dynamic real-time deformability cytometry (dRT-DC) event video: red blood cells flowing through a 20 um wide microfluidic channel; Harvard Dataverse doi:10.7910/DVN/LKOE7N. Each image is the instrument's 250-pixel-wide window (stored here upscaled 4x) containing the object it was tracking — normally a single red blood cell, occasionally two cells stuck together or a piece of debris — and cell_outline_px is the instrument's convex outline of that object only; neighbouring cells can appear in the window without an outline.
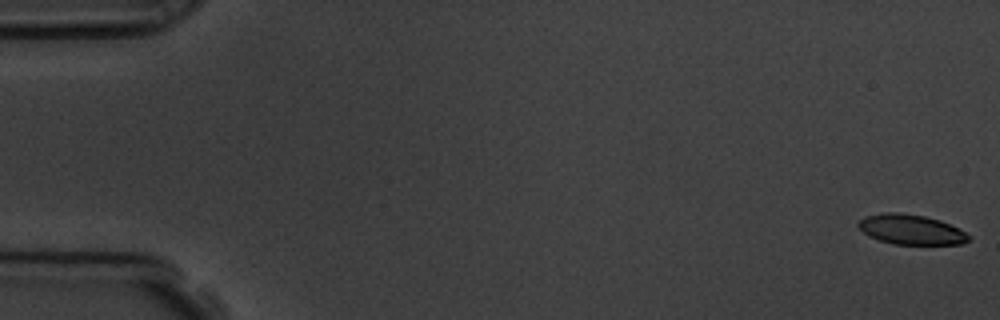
{"species": "common noctule bat (a hibernating species)", "species_latin": "Nyctalus noctula", "temperature_condition": "room temperature", "stored_images_in_passage": 54, "camera_frame_rate_fps": 3000, "um_per_image_px": 0.085, "animal": {"sex": "male", "body_mass_g": 19.5, "forearm_length_mm": 54.6}, "frame": {"image": 1, "passage_image": 1, "time_ms": 0.0, "image_size_px": [1000, 320], "cell_outline_px": [[972, 240], [964, 244], [892, 244], [868, 236], [856, 224], [864, 216], [884, 212], [900, 212], [924, 216], [940, 220], [972, 236]], "centroid_in_image_um": [77.44, 19.51], "position_along_channel_um": 7.6, "area_um2": 19.31}}
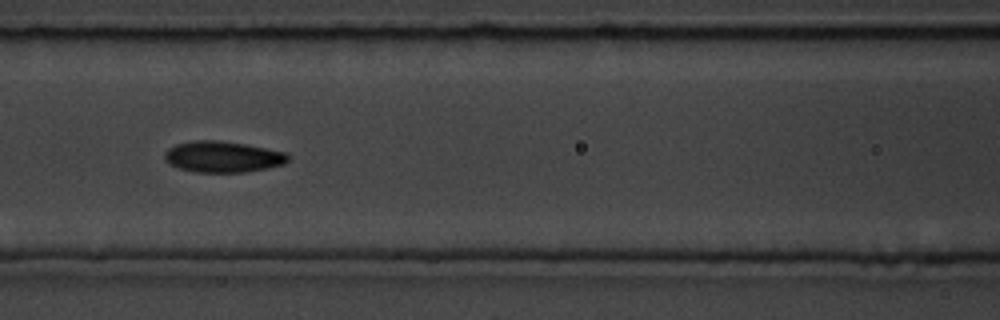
{"frame": {"image": 2, "passage_image": 24, "time_ms": 7.667, "image_size_px": [1000, 320], "cell_outline_px": [[288, 160], [284, 164], [268, 168], [244, 172], [196, 172], [180, 168], [168, 164], [164, 160], [164, 152], [168, 148], [176, 144], [196, 140], [216, 140], [244, 144], [288, 152]], "centroid_in_image_um": [18.92, 13.32], "position_along_channel_um": 147.7, "area_um2": 22.43}}
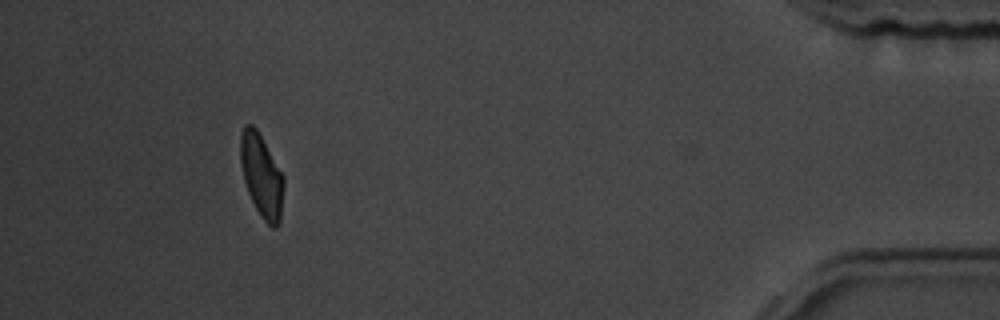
{"frame": {"image": 3, "passage_image": 50, "time_ms": 16.333, "image_size_px": [1000, 320], "cell_outline_px": [[284, 188], [280, 224], [276, 228], [272, 228], [264, 220], [256, 208], [248, 192], [244, 180], [240, 164], [240, 136], [244, 124], [252, 124], [256, 128], [284, 176]], "centroid_in_image_um": [22.24, 14.94], "position_along_channel_um": 413.0, "area_um2": 20.98}, "authors_computed_cell_mechanics": {"area_um2": 21.2993, "velocity_mm_per_s": 3.7961, "shape_relaxation_time_tau1_ms": 3.8653, "shape_relaxation_time_tau2_ms": 2.28, "deformation_change_tau1": 0.1243, "deformation_change_tau2": 0.0727}}